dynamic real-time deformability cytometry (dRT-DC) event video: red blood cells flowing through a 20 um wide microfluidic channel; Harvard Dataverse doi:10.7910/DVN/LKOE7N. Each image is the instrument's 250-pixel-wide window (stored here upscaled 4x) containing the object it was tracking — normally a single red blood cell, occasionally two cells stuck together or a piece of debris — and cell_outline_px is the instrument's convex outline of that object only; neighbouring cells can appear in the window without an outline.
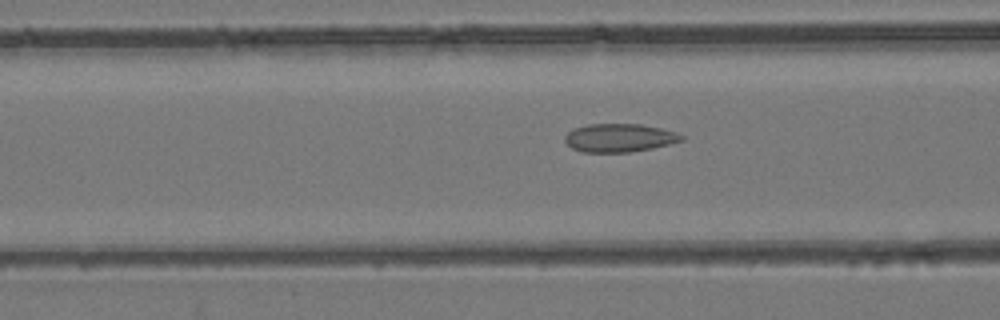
{"species": "common noctule bat (a hibernating species)", "species_latin": "Nyctalus noctula", "temperature_condition": "room temperature", "stored_images_in_passage": 39, "camera_frame_rate_fps": 3000, "um_per_image_px": 0.085, "animal": {"sex": "female", "body_mass_g": 24.6, "forearm_length_mm": 56.2}, "frame": {"image": 1, "passage_image": 15, "time_ms": 4.667, "image_size_px": [1000, 320], "cell_outline_px": [[684, 140], [652, 148], [628, 152], [584, 152], [572, 148], [564, 140], [564, 136], [572, 128], [588, 124], [640, 124], [660, 128], [676, 132], [684, 136]], "centroid_in_image_um": [52.62, 11.71], "position_along_channel_um": 114.0, "area_um2": 19.19}}
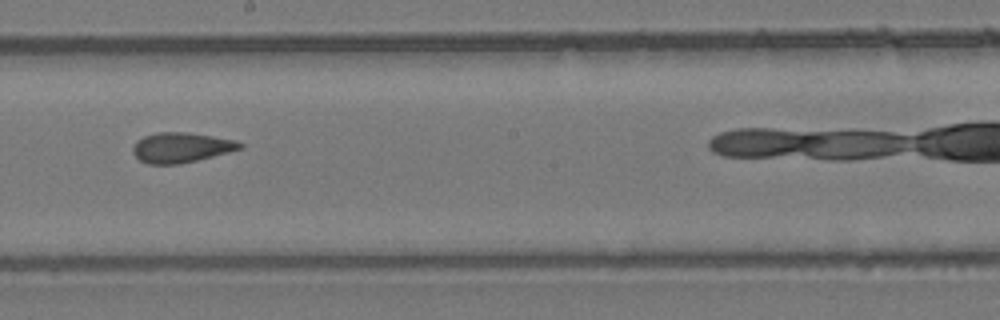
{"frame": {"image": 2, "passage_image": 24, "time_ms": 7.667, "image_size_px": [1000, 320], "cell_outline_px": [[244, 148], [180, 164], [148, 164], [140, 160], [132, 152], [132, 148], [136, 140], [144, 136], [156, 132], [184, 132], [212, 136], [236, 140], [244, 144]], "centroid_in_image_um": [15.39, 12.53], "position_along_channel_um": 232.8, "area_um2": 18.73}}
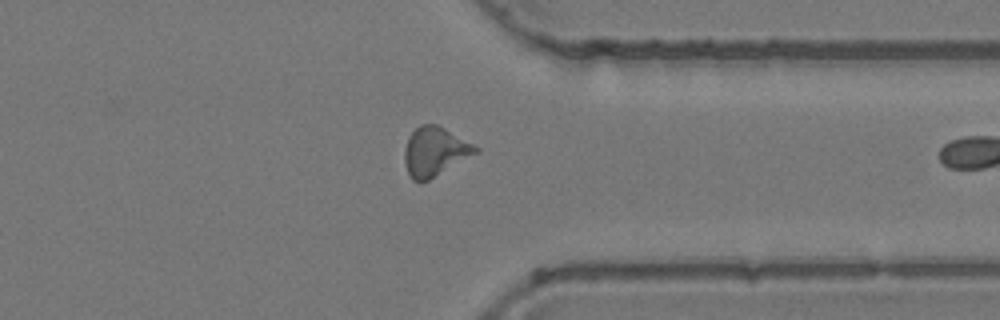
{"frame": {"image": 3, "passage_image": 35, "time_ms": 11.333, "image_size_px": [1000, 320], "cell_outline_px": [[480, 152], [428, 180], [420, 184], [412, 180], [408, 172], [404, 160], [404, 148], [408, 136], [420, 124], [436, 124], [444, 128], [480, 148]], "centroid_in_image_um": [36.95, 12.9], "position_along_channel_um": 374.5, "area_um2": 20.4}, "authors_computed_cell_mechanics": {"area_um2": 19.3052, "velocity_mm_per_s": 3.95, "shape_relaxation_time_tau1_ms": null, "shape_relaxation_time_tau2_ms": 2.1808, "deformation_change_tau1": null, "deformation_change_tau2": 0.1025}}